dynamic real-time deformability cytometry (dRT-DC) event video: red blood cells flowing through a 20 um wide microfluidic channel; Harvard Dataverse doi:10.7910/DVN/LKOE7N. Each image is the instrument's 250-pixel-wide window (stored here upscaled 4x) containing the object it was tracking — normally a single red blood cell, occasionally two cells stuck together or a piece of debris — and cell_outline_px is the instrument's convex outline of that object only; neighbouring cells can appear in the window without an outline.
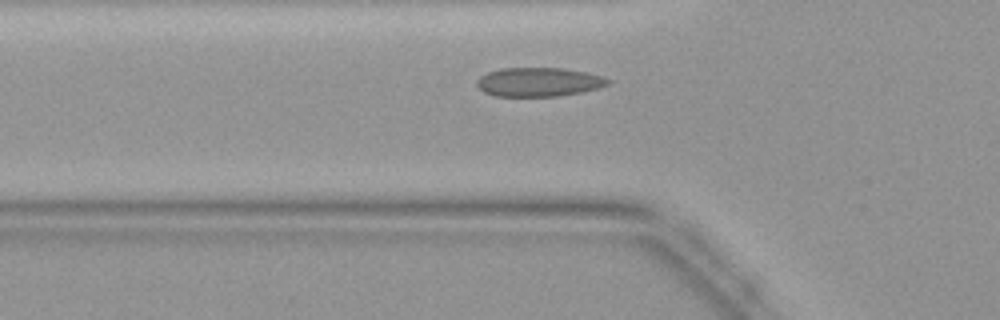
{"species": "common noctule bat (a hibernating species)", "species_latin": "Nyctalus noctula", "temperature_condition": "warm", "stored_images_in_passage": 39, "camera_frame_rate_fps": 3000, "um_per_image_px": 0.085, "animal": {"sex": "female", "body_mass_g": 19.9}, "frame": {"image": 1, "passage_image": 10, "time_ms": 3.0, "image_size_px": [1000, 320], "cell_outline_px": [[612, 80], [608, 84], [600, 88], [560, 96], [496, 96], [484, 92], [476, 84], [476, 80], [480, 76], [488, 72], [500, 68], [564, 68], [604, 76]], "centroid_in_image_um": [45.81, 6.97], "position_along_channel_um": 80.0, "area_um2": 22.2}}
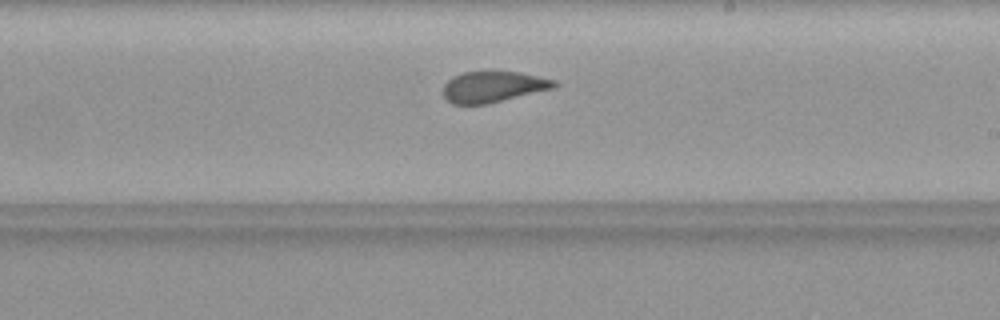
{"frame": {"image": 2, "passage_image": 21, "time_ms": 6.667, "image_size_px": [1000, 320], "cell_outline_px": [[560, 84], [556, 88], [488, 104], [452, 104], [444, 96], [444, 84], [452, 76], [464, 72], [520, 72], [556, 80]], "centroid_in_image_um": [41.97, 7.38], "position_along_channel_um": 247.0, "area_um2": 20.17}}
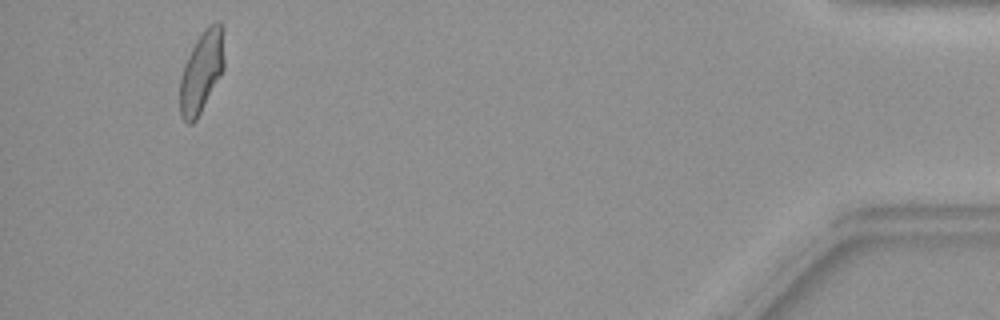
{"frame": {"image": 3, "passage_image": 37, "time_ms": 12.0, "image_size_px": [1000, 320], "cell_outline_px": [[224, 68], [196, 120], [192, 124], [188, 124], [180, 116], [180, 80], [184, 64], [196, 40], [208, 24], [216, 20], [220, 20], [224, 28]], "centroid_in_image_um": [17.15, 6.04], "position_along_channel_um": 418.0, "area_um2": 21.15}}